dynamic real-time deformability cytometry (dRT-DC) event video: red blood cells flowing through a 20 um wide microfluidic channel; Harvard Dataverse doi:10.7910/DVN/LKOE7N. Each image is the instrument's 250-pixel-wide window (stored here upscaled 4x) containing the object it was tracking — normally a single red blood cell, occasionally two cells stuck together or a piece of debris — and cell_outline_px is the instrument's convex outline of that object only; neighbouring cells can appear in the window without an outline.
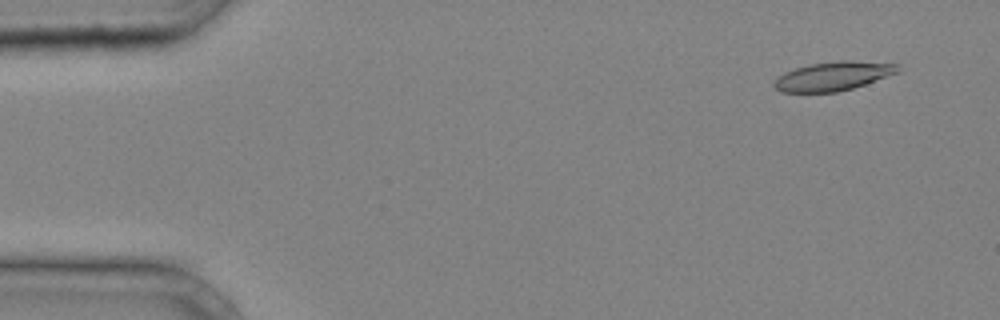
{"species": "common noctule bat (a hibernating species)", "species_latin": "Nyctalus noctula", "temperature_condition": "cold", "stored_images_in_passage": 37, "camera_frame_rate_fps": 3000, "um_per_image_px": 0.085, "animal": {"sex": "male", "body_mass_g": 20.4}, "frame": {"image": 1, "passage_image": 3, "time_ms": 0.667, "image_size_px": [1000, 320], "cell_outline_px": [[900, 72], [852, 88], [836, 92], [784, 92], [776, 88], [772, 84], [772, 80], [776, 76], [784, 72], [808, 64], [840, 60], [848, 60], [900, 64]], "centroid_in_image_um": [70.8, 6.46], "position_along_channel_um": 14.2, "area_um2": 20.98}}
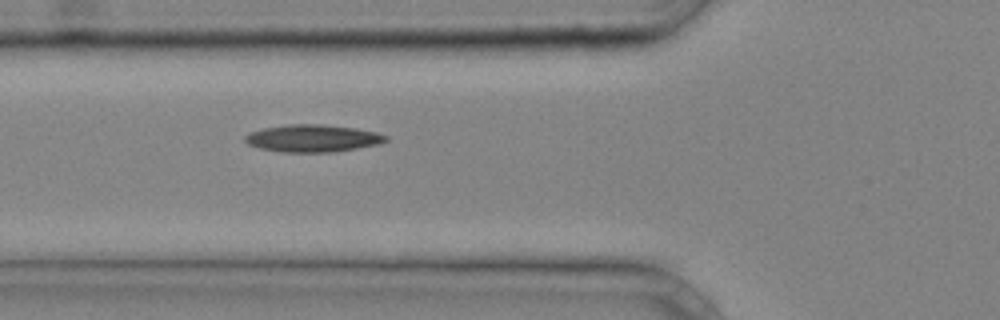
{"frame": {"image": 2, "passage_image": 15, "time_ms": 4.667, "image_size_px": [1000, 320], "cell_outline_px": [[388, 140], [380, 144], [332, 152], [280, 152], [260, 148], [248, 144], [244, 140], [244, 136], [252, 132], [264, 128], [288, 124], [320, 124], [356, 128], [376, 132], [388, 136]], "centroid_in_image_um": [26.59, 11.75], "position_along_channel_um": 99.2, "area_um2": 22.37}}
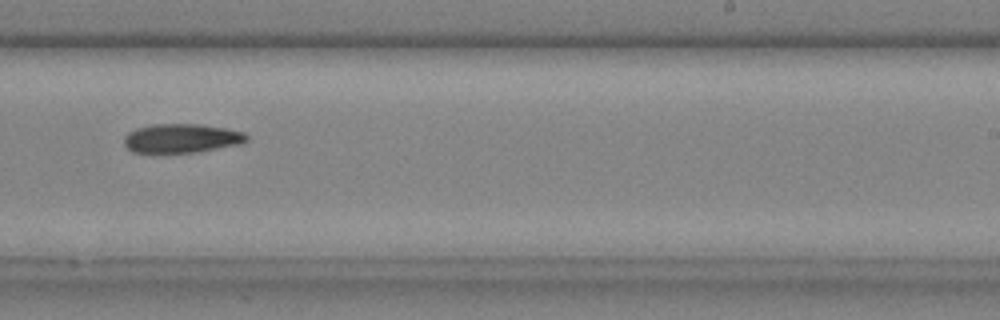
{"frame": {"image": 3, "passage_image": 26, "time_ms": 8.333, "image_size_px": [1000, 320], "cell_outline_px": [[248, 140], [240, 144], [196, 152], [160, 156], [132, 152], [124, 144], [124, 136], [128, 132], [136, 128], [152, 124], [200, 124], [224, 128], [244, 132], [248, 136]], "centroid_in_image_um": [15.36, 11.8], "position_along_channel_um": 273.6, "area_um2": 21.56}}